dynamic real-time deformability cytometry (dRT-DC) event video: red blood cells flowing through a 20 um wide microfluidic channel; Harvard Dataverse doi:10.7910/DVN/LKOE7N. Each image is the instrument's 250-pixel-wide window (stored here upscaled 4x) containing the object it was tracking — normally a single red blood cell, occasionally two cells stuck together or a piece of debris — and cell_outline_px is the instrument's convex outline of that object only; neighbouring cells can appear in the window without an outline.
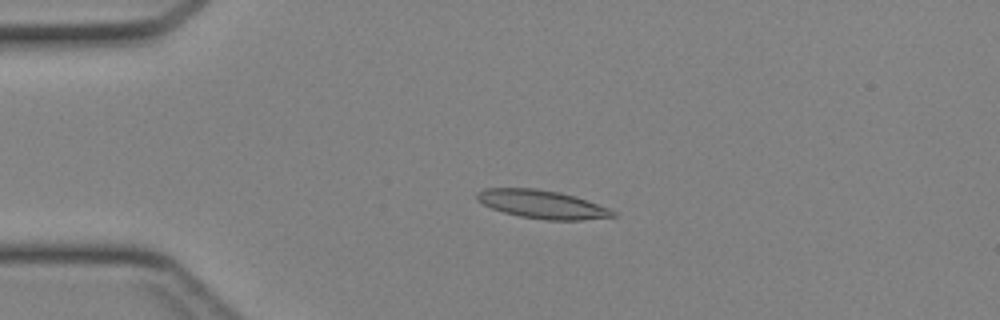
{"species": "Egyptian fruit bat (a non-hibernating species)", "species_latin": "Rousettus aegyptiacus", "temperature_condition": "cold", "stored_images_in_passage": 45, "camera_frame_rate_fps": 3000, "um_per_image_px": 0.085, "animal": {"sex": "female"}, "frame": {"image": 1, "passage_image": 11, "time_ms": 3.333, "image_size_px": [1000, 320], "cell_outline_px": [[616, 216], [580, 220], [548, 220], [520, 216], [504, 212], [492, 208], [476, 200], [476, 192], [484, 188], [536, 188], [560, 192], [576, 196], [608, 208], [616, 212]], "centroid_in_image_um": [46.06, 17.35], "position_along_channel_um": 38.9, "area_um2": 22.37}}
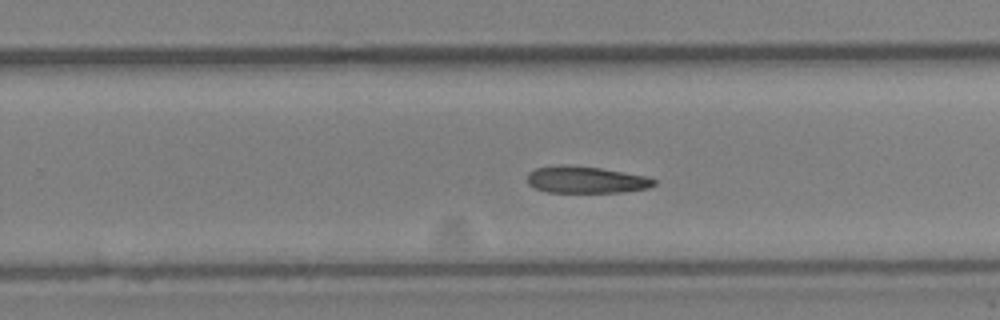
{"frame": {"image": 2, "passage_image": 29, "time_ms": 9.333, "image_size_px": [1000, 320], "cell_outline_px": [[656, 184], [648, 188], [624, 192], [548, 192], [536, 188], [528, 184], [528, 172], [536, 168], [560, 164], [600, 168], [648, 176], [656, 180]], "centroid_in_image_um": [49.82, 15.27], "position_along_channel_um": 280.0, "area_um2": 19.83}}
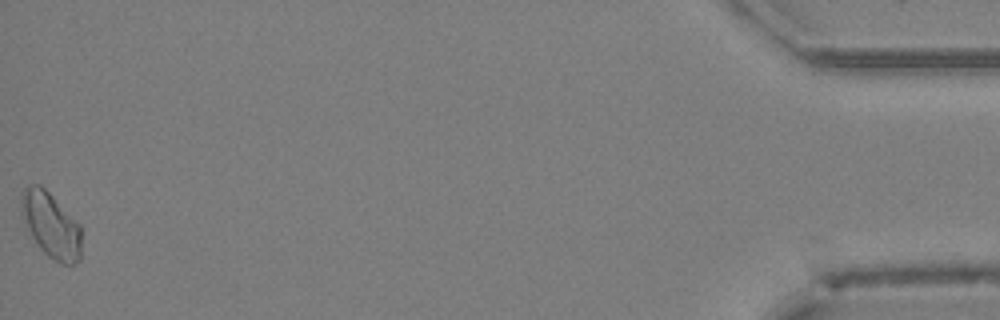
{"frame": {"image": 3, "passage_image": 45, "time_ms": 14.667, "image_size_px": [1000, 320], "cell_outline_px": [[80, 260], [72, 268], [60, 264], [48, 256], [40, 248], [32, 236], [20, 212], [20, 192], [24, 188], [32, 184], [40, 184], [80, 224]], "centroid_in_image_um": [4.33, 19.16], "position_along_channel_um": 430.9, "area_um2": 23.0}}